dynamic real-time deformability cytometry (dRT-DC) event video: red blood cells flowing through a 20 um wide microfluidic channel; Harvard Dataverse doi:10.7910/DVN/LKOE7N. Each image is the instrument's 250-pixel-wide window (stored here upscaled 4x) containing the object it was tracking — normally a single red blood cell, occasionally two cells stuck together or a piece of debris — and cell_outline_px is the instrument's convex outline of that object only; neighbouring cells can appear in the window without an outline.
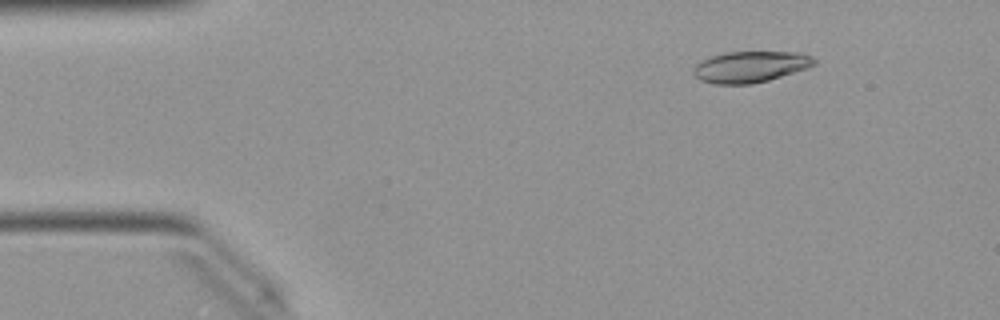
{"species": "Egyptian fruit bat (a non-hibernating species)", "species_latin": "Rousettus aegyptiacus", "temperature_condition": "warm", "stored_images_in_passage": 50, "camera_frame_rate_fps": 3000, "um_per_image_px": 0.085, "animal": {"sex": "female"}, "frame": {"image": 1, "passage_image": 6, "time_ms": 1.667, "image_size_px": [1000, 320], "cell_outline_px": [[816, 64], [808, 68], [768, 80], [752, 84], [716, 84], [700, 80], [692, 72], [692, 68], [700, 60], [724, 52], [800, 52], [812, 56], [816, 60]], "centroid_in_image_um": [63.78, 5.67], "position_along_channel_um": 21.2, "area_um2": 22.08}}
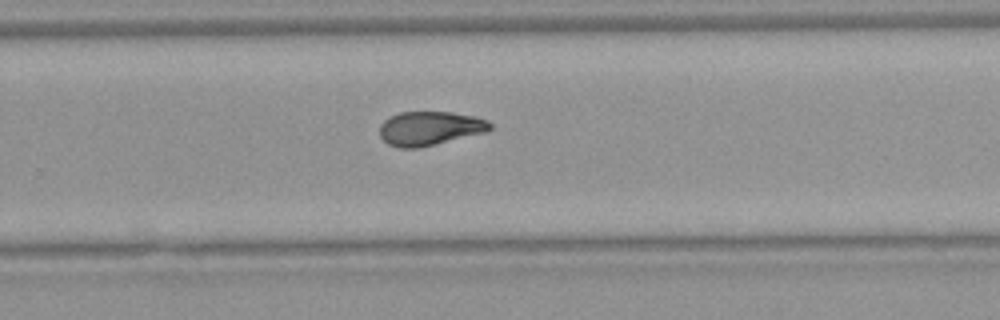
{"frame": {"image": 2, "passage_image": 32, "time_ms": 10.333, "image_size_px": [1000, 320], "cell_outline_px": [[492, 128], [488, 132], [416, 148], [400, 148], [388, 144], [380, 136], [380, 124], [388, 116], [400, 112], [452, 112], [476, 116], [488, 120], [492, 124]], "centroid_in_image_um": [36.55, 10.9], "position_along_channel_um": 293.2, "area_um2": 22.02}}
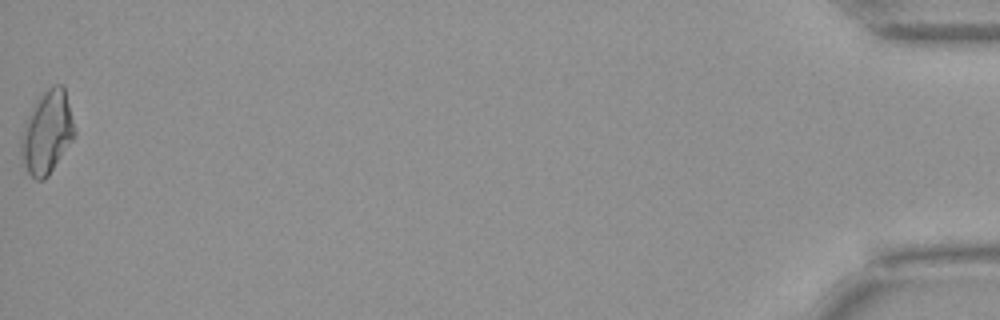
{"frame": {"image": 3, "passage_image": 50, "time_ms": 16.333, "image_size_px": [1000, 320], "cell_outline_px": [[76, 136], [48, 176], [44, 180], [36, 180], [28, 172], [24, 164], [20, 152], [20, 136], [24, 124], [36, 100], [52, 84], [64, 84], [76, 132]], "centroid_in_image_um": [4.01, 11.24], "position_along_channel_um": 431.2, "area_um2": 25.95}, "authors_computed_cell_mechanics": {"area_um2": 22.253, "velocity_mm_per_s": 4.0305, "shape_relaxation_time_tau1_ms": 10.3225, "shape_relaxation_time_tau2_ms": 3.3623, "deformation_change_tau1": 0.2659, "deformation_change_tau2": 0.0972}}